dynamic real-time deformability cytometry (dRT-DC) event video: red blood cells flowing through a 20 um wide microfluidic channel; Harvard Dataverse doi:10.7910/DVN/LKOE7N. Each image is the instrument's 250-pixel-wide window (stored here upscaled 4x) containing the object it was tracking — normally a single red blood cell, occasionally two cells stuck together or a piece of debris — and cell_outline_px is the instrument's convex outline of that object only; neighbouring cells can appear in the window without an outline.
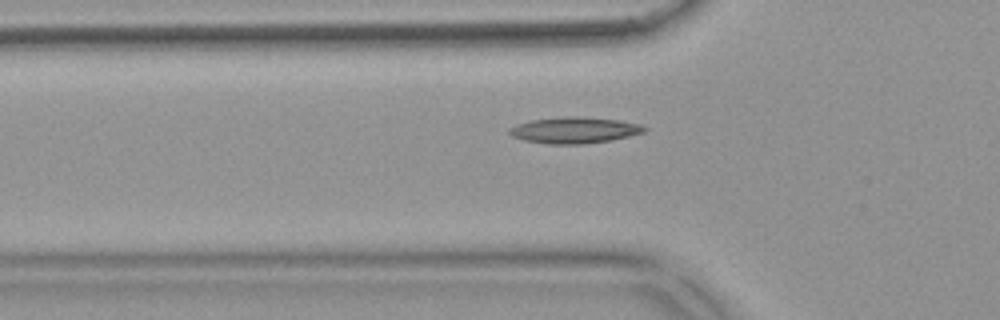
{"species": "common noctule bat (a hibernating species)", "species_latin": "Nyctalus noctula", "temperature_condition": "warm", "stored_images_in_passage": 38, "camera_frame_rate_fps": 3000, "um_per_image_px": 0.085, "animal": {"sex": "female", "body_mass_g": 18.4}, "frame": {"image": 1, "passage_image": 2, "time_ms": 0.333, "image_size_px": [1000, 320], "cell_outline_px": [[648, 128], [644, 132], [612, 140], [584, 144], [548, 144], [524, 140], [512, 136], [508, 132], [508, 128], [516, 124], [532, 120], [568, 116], [580, 116], [620, 120], [640, 124]], "centroid_in_image_um": [48.82, 11.06], "position_along_channel_um": 77.0, "area_um2": 20.69}}
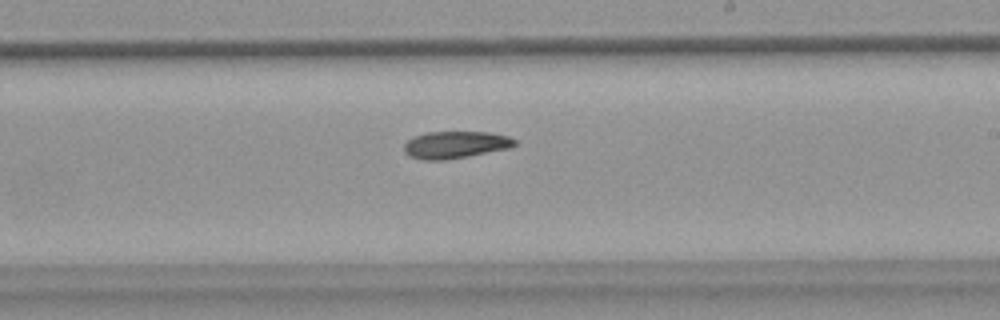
{"frame": {"image": 2, "passage_image": 16, "time_ms": 5.0, "image_size_px": [1000, 320], "cell_outline_px": [[516, 144], [508, 148], [468, 156], [444, 160], [424, 160], [408, 156], [404, 152], [404, 144], [412, 136], [428, 132], [492, 132], [508, 136], [516, 140]], "centroid_in_image_um": [38.67, 12.3], "position_along_channel_um": 250.3, "area_um2": 17.51}}
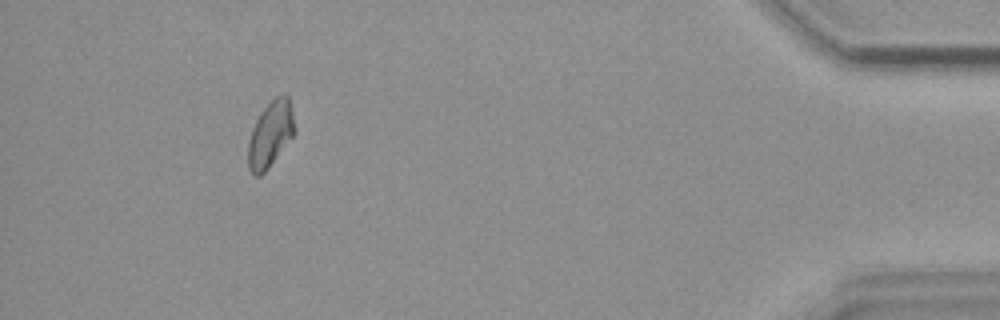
{"frame": {"image": 3, "passage_image": 34, "time_ms": 11.0, "image_size_px": [1000, 320], "cell_outline_px": [[296, 132], [268, 168], [260, 176], [252, 176], [248, 168], [248, 140], [252, 128], [260, 112], [276, 96], [288, 96], [292, 112]], "centroid_in_image_um": [22.96, 11.45], "position_along_channel_um": 412.2, "area_um2": 17.74}}